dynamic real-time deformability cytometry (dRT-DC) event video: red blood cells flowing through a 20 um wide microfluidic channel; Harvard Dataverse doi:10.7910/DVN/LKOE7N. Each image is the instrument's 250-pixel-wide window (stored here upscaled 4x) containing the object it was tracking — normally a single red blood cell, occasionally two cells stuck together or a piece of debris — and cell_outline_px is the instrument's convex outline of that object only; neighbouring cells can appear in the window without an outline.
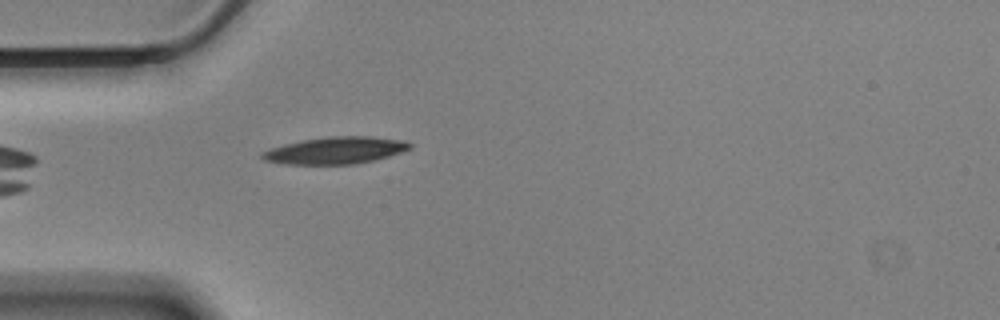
{"species": "Egyptian fruit bat (a non-hibernating species)", "species_latin": "Rousettus aegyptiacus", "temperature_condition": "cold", "stored_images_in_passage": 36, "camera_frame_rate_fps": 3000, "um_per_image_px": 0.085, "animal": {"sex": "male"}, "frame": {"image": 1, "passage_image": 1, "time_ms": 0.0, "image_size_px": [1000, 320], "cell_outline_px": [[412, 148], [388, 156], [372, 160], [352, 164], [284, 164], [264, 160], [260, 156], [260, 152], [284, 144], [304, 140], [328, 136], [368, 136], [404, 140], [412, 144]], "centroid_in_image_um": [28.5, 12.78], "position_along_channel_um": 56.5, "area_um2": 23.06}}
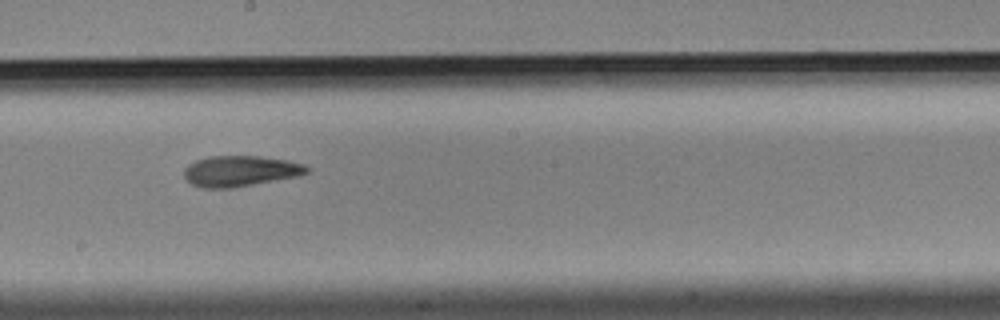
{"frame": {"image": 2, "passage_image": 16, "time_ms": 5.0, "image_size_px": [1000, 320], "cell_outline_px": [[312, 168], [308, 172], [300, 176], [232, 188], [200, 188], [192, 184], [184, 176], [184, 168], [188, 164], [196, 160], [208, 156], [260, 156], [288, 160], [304, 164]], "centroid_in_image_um": [20.45, 14.54], "position_along_channel_um": 227.8, "area_um2": 22.25}}
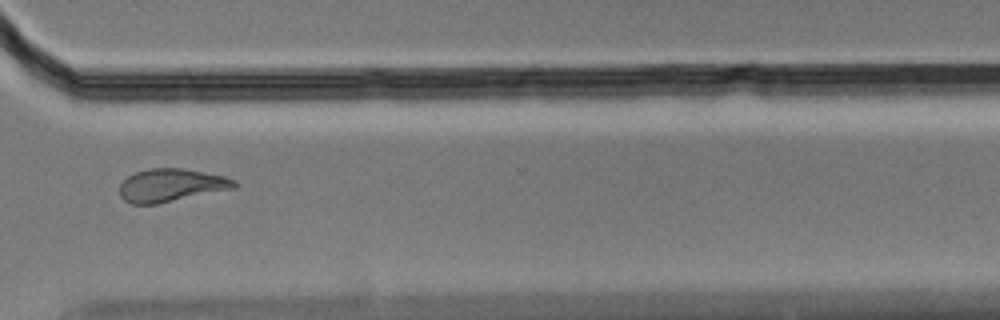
{"frame": {"image": 3, "passage_image": 27, "time_ms": 8.667, "image_size_px": [1000, 320], "cell_outline_px": [[236, 188], [156, 204], [132, 204], [124, 200], [120, 196], [120, 184], [128, 176], [136, 172], [148, 168], [184, 168], [224, 176], [236, 180]], "centroid_in_image_um": [14.54, 15.74], "position_along_channel_um": 356.1, "area_um2": 22.02}, "authors_computed_cell_mechanics": {"area_um2": 22.3397, "velocity_mm_per_s": 3.4986, "shape_relaxation_time_tau1_ms": 5.3757, "shape_relaxation_time_tau2_ms": 7.3969, "deformation_change_tau1": 0.1771, "deformation_change_tau2": 0.1885}}